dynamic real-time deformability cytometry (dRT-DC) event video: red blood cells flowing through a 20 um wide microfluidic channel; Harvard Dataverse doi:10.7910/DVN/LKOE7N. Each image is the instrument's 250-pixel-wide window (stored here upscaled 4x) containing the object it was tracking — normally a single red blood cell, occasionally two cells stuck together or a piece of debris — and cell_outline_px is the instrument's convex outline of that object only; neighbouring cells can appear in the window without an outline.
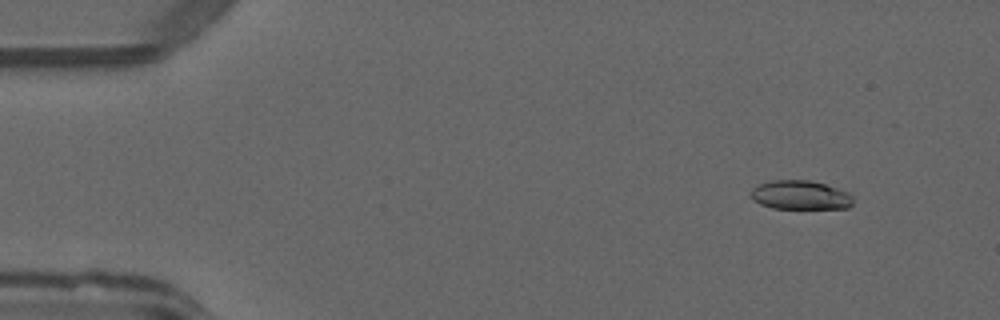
{"species": "common noctule bat (a hibernating species)", "species_latin": "Nyctalus noctula", "temperature_condition": "warm", "stored_images_in_passage": 50, "camera_frame_rate_fps": 3000, "um_per_image_px": 0.085, "animal": {"sex": "male", "forearm_length_mm": 52.5}, "frame": {"image": 1, "passage_image": 5, "time_ms": 1.333, "image_size_px": [1000, 320], "cell_outline_px": [[852, 204], [848, 208], [772, 208], [760, 204], [752, 200], [752, 188], [760, 184], [772, 180], [808, 180], [824, 184], [848, 192], [852, 196]], "centroid_in_image_um": [68.02, 16.58], "position_along_channel_um": 17.0, "area_um2": 17.11}}
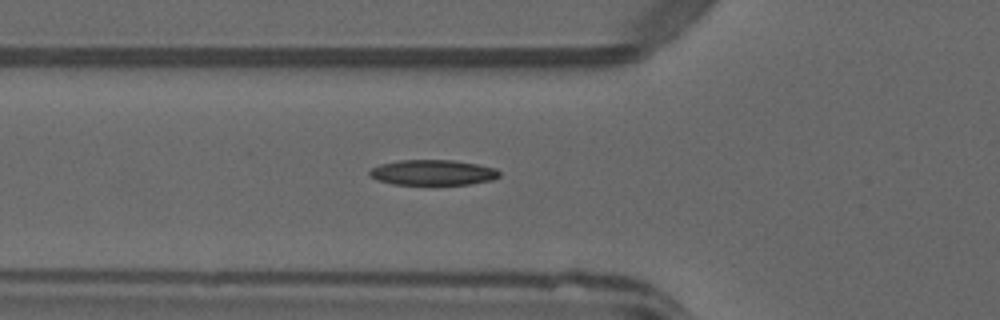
{"frame": {"image": 2, "passage_image": 18, "time_ms": 5.667, "image_size_px": [1000, 320], "cell_outline_px": [[500, 176], [492, 180], [472, 184], [392, 184], [376, 180], [368, 176], [368, 172], [372, 168], [380, 164], [400, 160], [452, 160], [476, 164], [496, 168], [500, 172]], "centroid_in_image_um": [36.77, 14.66], "position_along_channel_um": 89.0, "area_um2": 19.25}}
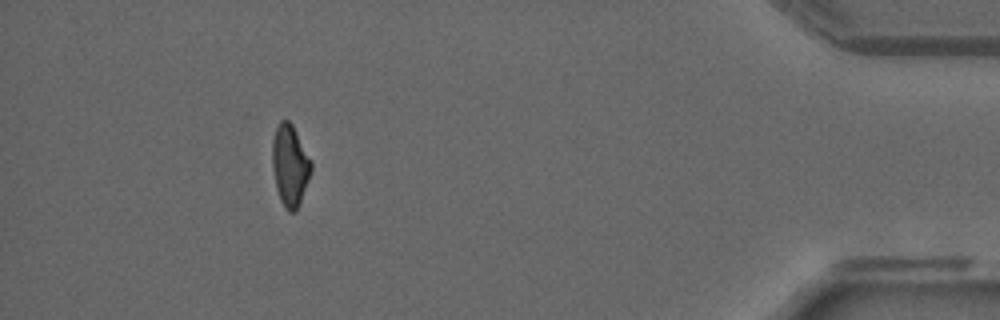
{"frame": {"image": 3, "passage_image": 46, "time_ms": 15.0, "image_size_px": [1000, 320], "cell_outline_px": [[312, 168], [300, 204], [296, 212], [288, 212], [284, 208], [280, 200], [276, 188], [272, 168], [272, 140], [276, 128], [280, 120], [288, 120], [292, 124], [312, 160]], "centroid_in_image_um": [24.64, 14.08], "position_along_channel_um": 410.6, "area_um2": 18.67}, "authors_computed_cell_mechanics": {"area_um2": 18.6405, "velocity_mm_per_s": 4.0807, "shape_relaxation_time_tau1_ms": null, "shape_relaxation_time_tau2_ms": 6.9231, "deformation_change_tau1": null, "deformation_change_tau2": 0.1695}}